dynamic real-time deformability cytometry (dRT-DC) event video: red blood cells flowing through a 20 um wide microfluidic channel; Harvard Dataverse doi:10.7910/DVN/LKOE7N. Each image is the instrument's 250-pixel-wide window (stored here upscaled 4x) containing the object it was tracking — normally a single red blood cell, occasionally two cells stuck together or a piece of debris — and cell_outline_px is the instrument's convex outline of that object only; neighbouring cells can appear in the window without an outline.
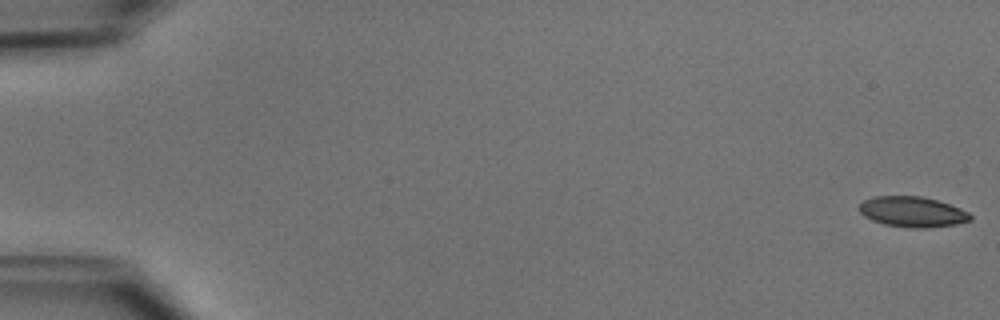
{"species": "common noctule bat (a hibernating species)", "species_latin": "Nyctalus noctula", "temperature_condition": "cold", "stored_images_in_passage": 52, "camera_frame_rate_fps": 3000, "um_per_image_px": 0.085, "animal": {"sex": "male", "body_mass_g": 15.6}, "frame": {"image": 1, "passage_image": 1, "time_ms": 0.0, "image_size_px": [1000, 320], "cell_outline_px": [[972, 220], [956, 224], [928, 228], [912, 228], [884, 224], [872, 220], [864, 216], [860, 212], [860, 204], [864, 200], [872, 196], [920, 196], [936, 200], [960, 208], [968, 212], [972, 216]], "centroid_in_image_um": [77.56, 18.01], "position_along_channel_um": 7.4, "area_um2": 19.65}}
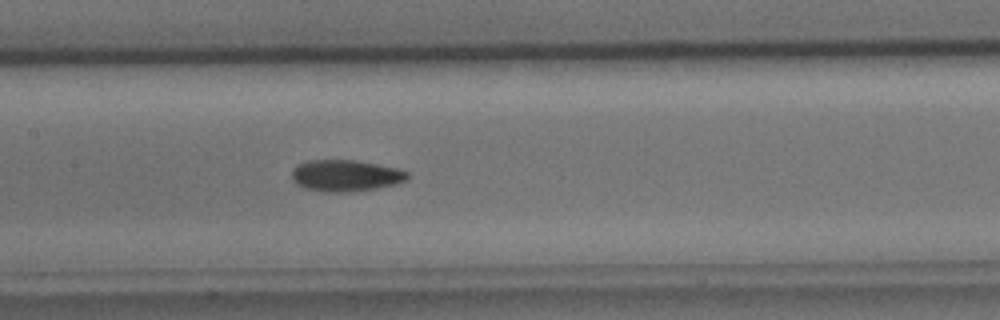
{"frame": {"image": 2, "passage_image": 26, "time_ms": 8.333, "image_size_px": [1000, 320], "cell_outline_px": [[408, 176], [404, 180], [396, 184], [352, 192], [324, 192], [304, 188], [296, 184], [292, 180], [292, 168], [296, 164], [308, 160], [356, 160], [396, 168], [408, 172]], "centroid_in_image_um": [29.31, 14.92], "position_along_channel_um": 178.1, "area_um2": 21.27}}
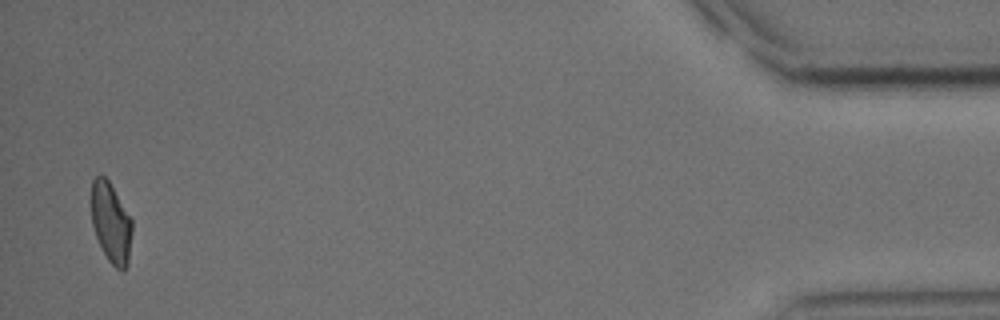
{"frame": {"image": 3, "passage_image": 51, "time_ms": 16.667, "image_size_px": [1000, 320], "cell_outline_px": [[132, 232], [128, 264], [124, 272], [120, 272], [108, 260], [96, 236], [92, 224], [88, 200], [92, 180], [100, 172], [108, 180], [132, 220]], "centroid_in_image_um": [9.39, 18.89], "position_along_channel_um": 425.8, "area_um2": 19.59}, "authors_computed_cell_mechanics": {"area_um2": 20.3745, "velocity_mm_per_s": 3.9224, "shape_relaxation_time_tau1_ms": 3.0686, "shape_relaxation_time_tau2_ms": 3.8908, "deformation_change_tau1": 0.1087, "deformation_change_tau2": 0.0905}}